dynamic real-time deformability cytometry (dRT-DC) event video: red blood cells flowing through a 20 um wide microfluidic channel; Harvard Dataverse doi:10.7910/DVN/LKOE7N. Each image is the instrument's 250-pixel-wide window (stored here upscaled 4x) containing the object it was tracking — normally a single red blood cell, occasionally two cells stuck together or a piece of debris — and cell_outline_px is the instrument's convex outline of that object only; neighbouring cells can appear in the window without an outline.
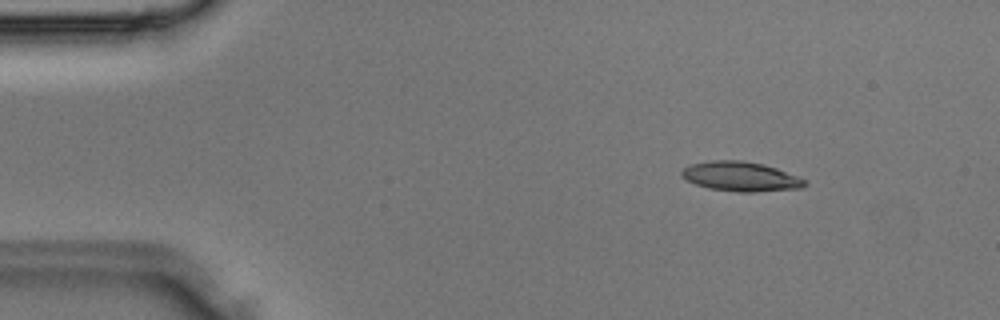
{"species": "Egyptian fruit bat (a non-hibernating species)", "species_latin": "Rousettus aegyptiacus", "temperature_condition": "room temperature", "stored_images_in_passage": 35, "camera_frame_rate_fps": 3000, "um_per_image_px": 0.085, "animal": {"sex": "male"}, "frame": {"image": 1, "passage_image": 4, "time_ms": 1.0, "image_size_px": [1000, 320], "cell_outline_px": [[808, 184], [804, 188], [756, 192], [736, 192], [708, 188], [696, 184], [680, 176], [680, 172], [684, 168], [692, 164], [712, 160], [740, 160], [764, 164], [776, 168], [796, 176], [804, 180]], "centroid_in_image_um": [62.96, 15.01], "position_along_channel_um": 22.0, "area_um2": 21.21}}
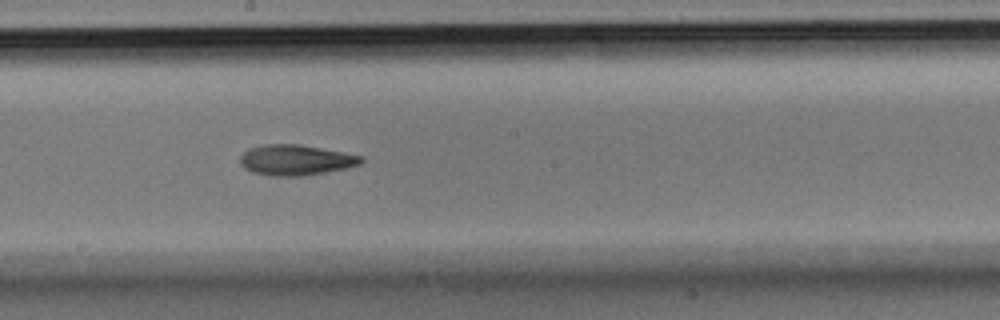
{"frame": {"image": 2, "passage_image": 19, "time_ms": 6.0, "image_size_px": [1000, 320], "cell_outline_px": [[364, 160], [360, 164], [348, 168], [300, 176], [272, 176], [252, 172], [244, 168], [240, 164], [240, 156], [248, 148], [264, 144], [300, 144], [344, 152], [364, 156]], "centroid_in_image_um": [25.14, 13.59], "position_along_channel_um": 223.1, "area_um2": 21.68}}
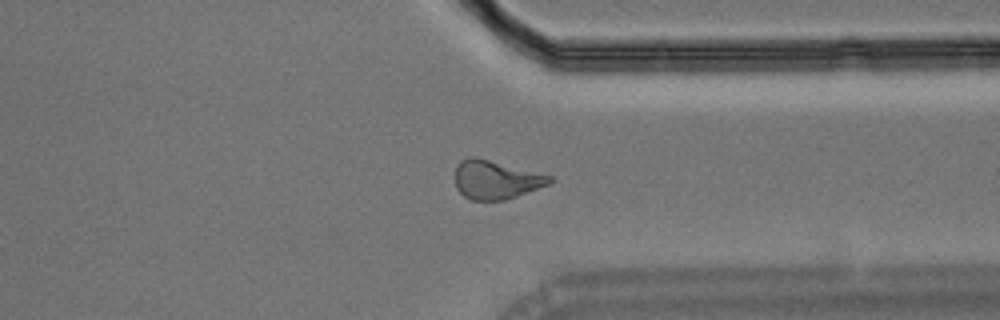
{"frame": {"image": 3, "passage_image": 27, "time_ms": 8.667, "image_size_px": [1000, 320], "cell_outline_px": [[556, 180], [548, 184], [516, 196], [504, 200], [472, 200], [464, 196], [456, 188], [456, 168], [460, 160], [468, 156], [476, 156], [552, 176]], "centroid_in_image_um": [42.14, 15.26], "position_along_channel_um": 369.3, "area_um2": 21.21}}